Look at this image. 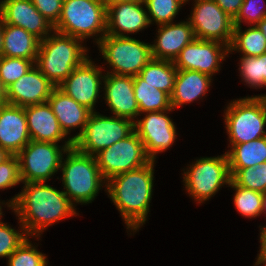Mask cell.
I'll return each mask as SVG.
<instances>
[{
  "label": "cell",
  "instance_id": "obj_34",
  "mask_svg": "<svg viewBox=\"0 0 266 266\" xmlns=\"http://www.w3.org/2000/svg\"><path fill=\"white\" fill-rule=\"evenodd\" d=\"M28 237L8 258L7 266H47L46 254L38 251Z\"/></svg>",
  "mask_w": 266,
  "mask_h": 266
},
{
  "label": "cell",
  "instance_id": "obj_22",
  "mask_svg": "<svg viewBox=\"0 0 266 266\" xmlns=\"http://www.w3.org/2000/svg\"><path fill=\"white\" fill-rule=\"evenodd\" d=\"M157 37L151 44L154 59L174 61L180 51L194 38L193 29L188 19L178 23L158 25Z\"/></svg>",
  "mask_w": 266,
  "mask_h": 266
},
{
  "label": "cell",
  "instance_id": "obj_9",
  "mask_svg": "<svg viewBox=\"0 0 266 266\" xmlns=\"http://www.w3.org/2000/svg\"><path fill=\"white\" fill-rule=\"evenodd\" d=\"M74 144L30 142L16 155L22 182H47L60 170L65 152Z\"/></svg>",
  "mask_w": 266,
  "mask_h": 266
},
{
  "label": "cell",
  "instance_id": "obj_33",
  "mask_svg": "<svg viewBox=\"0 0 266 266\" xmlns=\"http://www.w3.org/2000/svg\"><path fill=\"white\" fill-rule=\"evenodd\" d=\"M231 180L238 186L266 193V162L256 166L241 169H230Z\"/></svg>",
  "mask_w": 266,
  "mask_h": 266
},
{
  "label": "cell",
  "instance_id": "obj_31",
  "mask_svg": "<svg viewBox=\"0 0 266 266\" xmlns=\"http://www.w3.org/2000/svg\"><path fill=\"white\" fill-rule=\"evenodd\" d=\"M240 77L241 81L249 88L261 89L266 87V53L257 56L249 57L242 56L240 58Z\"/></svg>",
  "mask_w": 266,
  "mask_h": 266
},
{
  "label": "cell",
  "instance_id": "obj_13",
  "mask_svg": "<svg viewBox=\"0 0 266 266\" xmlns=\"http://www.w3.org/2000/svg\"><path fill=\"white\" fill-rule=\"evenodd\" d=\"M170 110L143 113V118L134 121V131L142 140L145 152L151 161L157 154L167 151L177 139V127L167 114Z\"/></svg>",
  "mask_w": 266,
  "mask_h": 266
},
{
  "label": "cell",
  "instance_id": "obj_5",
  "mask_svg": "<svg viewBox=\"0 0 266 266\" xmlns=\"http://www.w3.org/2000/svg\"><path fill=\"white\" fill-rule=\"evenodd\" d=\"M223 117L229 145L266 136V94L231 100Z\"/></svg>",
  "mask_w": 266,
  "mask_h": 266
},
{
  "label": "cell",
  "instance_id": "obj_36",
  "mask_svg": "<svg viewBox=\"0 0 266 266\" xmlns=\"http://www.w3.org/2000/svg\"><path fill=\"white\" fill-rule=\"evenodd\" d=\"M8 223H0V258L6 259L29 237L25 228L18 222V231Z\"/></svg>",
  "mask_w": 266,
  "mask_h": 266
},
{
  "label": "cell",
  "instance_id": "obj_4",
  "mask_svg": "<svg viewBox=\"0 0 266 266\" xmlns=\"http://www.w3.org/2000/svg\"><path fill=\"white\" fill-rule=\"evenodd\" d=\"M62 157L60 170L62 171L63 192L75 205L92 203L107 181L103 178L97 166L95 156L79 152L74 146ZM65 158V159H64Z\"/></svg>",
  "mask_w": 266,
  "mask_h": 266
},
{
  "label": "cell",
  "instance_id": "obj_41",
  "mask_svg": "<svg viewBox=\"0 0 266 266\" xmlns=\"http://www.w3.org/2000/svg\"><path fill=\"white\" fill-rule=\"evenodd\" d=\"M260 227V249L253 266H266V226Z\"/></svg>",
  "mask_w": 266,
  "mask_h": 266
},
{
  "label": "cell",
  "instance_id": "obj_11",
  "mask_svg": "<svg viewBox=\"0 0 266 266\" xmlns=\"http://www.w3.org/2000/svg\"><path fill=\"white\" fill-rule=\"evenodd\" d=\"M94 156L106 181L115 175L143 167L151 161L135 131Z\"/></svg>",
  "mask_w": 266,
  "mask_h": 266
},
{
  "label": "cell",
  "instance_id": "obj_8",
  "mask_svg": "<svg viewBox=\"0 0 266 266\" xmlns=\"http://www.w3.org/2000/svg\"><path fill=\"white\" fill-rule=\"evenodd\" d=\"M183 185L190 198L204 203L223 187L230 185L231 173L226 152L217 157H200L183 168Z\"/></svg>",
  "mask_w": 266,
  "mask_h": 266
},
{
  "label": "cell",
  "instance_id": "obj_27",
  "mask_svg": "<svg viewBox=\"0 0 266 266\" xmlns=\"http://www.w3.org/2000/svg\"><path fill=\"white\" fill-rule=\"evenodd\" d=\"M177 71L174 62L152 58L138 76L151 86L171 96Z\"/></svg>",
  "mask_w": 266,
  "mask_h": 266
},
{
  "label": "cell",
  "instance_id": "obj_20",
  "mask_svg": "<svg viewBox=\"0 0 266 266\" xmlns=\"http://www.w3.org/2000/svg\"><path fill=\"white\" fill-rule=\"evenodd\" d=\"M31 138L24 107L5 103L0 107V146L17 155Z\"/></svg>",
  "mask_w": 266,
  "mask_h": 266
},
{
  "label": "cell",
  "instance_id": "obj_21",
  "mask_svg": "<svg viewBox=\"0 0 266 266\" xmlns=\"http://www.w3.org/2000/svg\"><path fill=\"white\" fill-rule=\"evenodd\" d=\"M27 127L31 140L37 142L74 144L70 136L62 130L48 102L24 107ZM68 138V139H67Z\"/></svg>",
  "mask_w": 266,
  "mask_h": 266
},
{
  "label": "cell",
  "instance_id": "obj_25",
  "mask_svg": "<svg viewBox=\"0 0 266 266\" xmlns=\"http://www.w3.org/2000/svg\"><path fill=\"white\" fill-rule=\"evenodd\" d=\"M40 40L21 27L4 24L2 56L36 61Z\"/></svg>",
  "mask_w": 266,
  "mask_h": 266
},
{
  "label": "cell",
  "instance_id": "obj_14",
  "mask_svg": "<svg viewBox=\"0 0 266 266\" xmlns=\"http://www.w3.org/2000/svg\"><path fill=\"white\" fill-rule=\"evenodd\" d=\"M103 66H96L89 57L57 87L80 105L95 112V106L100 97L103 79Z\"/></svg>",
  "mask_w": 266,
  "mask_h": 266
},
{
  "label": "cell",
  "instance_id": "obj_1",
  "mask_svg": "<svg viewBox=\"0 0 266 266\" xmlns=\"http://www.w3.org/2000/svg\"><path fill=\"white\" fill-rule=\"evenodd\" d=\"M22 190L9 201L29 237L38 241L44 230L65 218L79 215L63 191L46 182H22Z\"/></svg>",
  "mask_w": 266,
  "mask_h": 266
},
{
  "label": "cell",
  "instance_id": "obj_42",
  "mask_svg": "<svg viewBox=\"0 0 266 266\" xmlns=\"http://www.w3.org/2000/svg\"><path fill=\"white\" fill-rule=\"evenodd\" d=\"M3 29H4V22L0 15V57L2 56V49H3Z\"/></svg>",
  "mask_w": 266,
  "mask_h": 266
},
{
  "label": "cell",
  "instance_id": "obj_40",
  "mask_svg": "<svg viewBox=\"0 0 266 266\" xmlns=\"http://www.w3.org/2000/svg\"><path fill=\"white\" fill-rule=\"evenodd\" d=\"M219 7L231 18H235L239 13L240 7L244 0H214Z\"/></svg>",
  "mask_w": 266,
  "mask_h": 266
},
{
  "label": "cell",
  "instance_id": "obj_48",
  "mask_svg": "<svg viewBox=\"0 0 266 266\" xmlns=\"http://www.w3.org/2000/svg\"><path fill=\"white\" fill-rule=\"evenodd\" d=\"M263 213L266 214V193L264 194V200H263Z\"/></svg>",
  "mask_w": 266,
  "mask_h": 266
},
{
  "label": "cell",
  "instance_id": "obj_49",
  "mask_svg": "<svg viewBox=\"0 0 266 266\" xmlns=\"http://www.w3.org/2000/svg\"><path fill=\"white\" fill-rule=\"evenodd\" d=\"M189 1H190V0H184L185 5H186L187 2L189 3ZM193 1H198V0H193Z\"/></svg>",
  "mask_w": 266,
  "mask_h": 266
},
{
  "label": "cell",
  "instance_id": "obj_18",
  "mask_svg": "<svg viewBox=\"0 0 266 266\" xmlns=\"http://www.w3.org/2000/svg\"><path fill=\"white\" fill-rule=\"evenodd\" d=\"M150 25L144 2H116L107 5V35L129 37V34L142 32Z\"/></svg>",
  "mask_w": 266,
  "mask_h": 266
},
{
  "label": "cell",
  "instance_id": "obj_38",
  "mask_svg": "<svg viewBox=\"0 0 266 266\" xmlns=\"http://www.w3.org/2000/svg\"><path fill=\"white\" fill-rule=\"evenodd\" d=\"M22 183L19 171V160L16 155H11L0 163V190L9 189Z\"/></svg>",
  "mask_w": 266,
  "mask_h": 266
},
{
  "label": "cell",
  "instance_id": "obj_44",
  "mask_svg": "<svg viewBox=\"0 0 266 266\" xmlns=\"http://www.w3.org/2000/svg\"><path fill=\"white\" fill-rule=\"evenodd\" d=\"M10 156H11V154L6 149H4L0 146V163L7 160Z\"/></svg>",
  "mask_w": 266,
  "mask_h": 266
},
{
  "label": "cell",
  "instance_id": "obj_26",
  "mask_svg": "<svg viewBox=\"0 0 266 266\" xmlns=\"http://www.w3.org/2000/svg\"><path fill=\"white\" fill-rule=\"evenodd\" d=\"M229 147L226 154L230 169L256 167L266 162V136Z\"/></svg>",
  "mask_w": 266,
  "mask_h": 266
},
{
  "label": "cell",
  "instance_id": "obj_12",
  "mask_svg": "<svg viewBox=\"0 0 266 266\" xmlns=\"http://www.w3.org/2000/svg\"><path fill=\"white\" fill-rule=\"evenodd\" d=\"M188 20L197 39L217 41L230 47L233 40L234 23L214 0L193 2Z\"/></svg>",
  "mask_w": 266,
  "mask_h": 266
},
{
  "label": "cell",
  "instance_id": "obj_35",
  "mask_svg": "<svg viewBox=\"0 0 266 266\" xmlns=\"http://www.w3.org/2000/svg\"><path fill=\"white\" fill-rule=\"evenodd\" d=\"M32 60L18 57H0V81L6 89L12 83L21 78L32 66Z\"/></svg>",
  "mask_w": 266,
  "mask_h": 266
},
{
  "label": "cell",
  "instance_id": "obj_45",
  "mask_svg": "<svg viewBox=\"0 0 266 266\" xmlns=\"http://www.w3.org/2000/svg\"><path fill=\"white\" fill-rule=\"evenodd\" d=\"M3 205H6L9 208V210L12 209V203L9 200L7 202L0 200V223L2 222L3 215H4L3 210H2Z\"/></svg>",
  "mask_w": 266,
  "mask_h": 266
},
{
  "label": "cell",
  "instance_id": "obj_15",
  "mask_svg": "<svg viewBox=\"0 0 266 266\" xmlns=\"http://www.w3.org/2000/svg\"><path fill=\"white\" fill-rule=\"evenodd\" d=\"M229 47L217 41L194 38L173 61L177 70H193L212 77L229 57Z\"/></svg>",
  "mask_w": 266,
  "mask_h": 266
},
{
  "label": "cell",
  "instance_id": "obj_10",
  "mask_svg": "<svg viewBox=\"0 0 266 266\" xmlns=\"http://www.w3.org/2000/svg\"><path fill=\"white\" fill-rule=\"evenodd\" d=\"M134 131V122L118 116L101 115L92 112L82 134L74 141V147L81 153L95 155L110 147Z\"/></svg>",
  "mask_w": 266,
  "mask_h": 266
},
{
  "label": "cell",
  "instance_id": "obj_43",
  "mask_svg": "<svg viewBox=\"0 0 266 266\" xmlns=\"http://www.w3.org/2000/svg\"><path fill=\"white\" fill-rule=\"evenodd\" d=\"M6 103V89L2 86L0 81V107Z\"/></svg>",
  "mask_w": 266,
  "mask_h": 266
},
{
  "label": "cell",
  "instance_id": "obj_29",
  "mask_svg": "<svg viewBox=\"0 0 266 266\" xmlns=\"http://www.w3.org/2000/svg\"><path fill=\"white\" fill-rule=\"evenodd\" d=\"M233 51L240 52V56H260L266 53V38L256 25L245 30H242V26H234L229 53Z\"/></svg>",
  "mask_w": 266,
  "mask_h": 266
},
{
  "label": "cell",
  "instance_id": "obj_19",
  "mask_svg": "<svg viewBox=\"0 0 266 266\" xmlns=\"http://www.w3.org/2000/svg\"><path fill=\"white\" fill-rule=\"evenodd\" d=\"M103 99L113 116L132 120L138 118L140 111L135 99L132 76L105 73L102 86Z\"/></svg>",
  "mask_w": 266,
  "mask_h": 266
},
{
  "label": "cell",
  "instance_id": "obj_6",
  "mask_svg": "<svg viewBox=\"0 0 266 266\" xmlns=\"http://www.w3.org/2000/svg\"><path fill=\"white\" fill-rule=\"evenodd\" d=\"M107 6L103 0H63L62 13L54 30L97 44L106 35Z\"/></svg>",
  "mask_w": 266,
  "mask_h": 266
},
{
  "label": "cell",
  "instance_id": "obj_17",
  "mask_svg": "<svg viewBox=\"0 0 266 266\" xmlns=\"http://www.w3.org/2000/svg\"><path fill=\"white\" fill-rule=\"evenodd\" d=\"M56 86L33 65L21 78L6 88V103L25 107L48 101Z\"/></svg>",
  "mask_w": 266,
  "mask_h": 266
},
{
  "label": "cell",
  "instance_id": "obj_16",
  "mask_svg": "<svg viewBox=\"0 0 266 266\" xmlns=\"http://www.w3.org/2000/svg\"><path fill=\"white\" fill-rule=\"evenodd\" d=\"M0 15L4 24L21 27L40 41L54 31L31 0H0Z\"/></svg>",
  "mask_w": 266,
  "mask_h": 266
},
{
  "label": "cell",
  "instance_id": "obj_7",
  "mask_svg": "<svg viewBox=\"0 0 266 266\" xmlns=\"http://www.w3.org/2000/svg\"><path fill=\"white\" fill-rule=\"evenodd\" d=\"M105 63L111 70L106 73L136 76L153 58L151 44L133 37L105 35L98 43Z\"/></svg>",
  "mask_w": 266,
  "mask_h": 266
},
{
  "label": "cell",
  "instance_id": "obj_23",
  "mask_svg": "<svg viewBox=\"0 0 266 266\" xmlns=\"http://www.w3.org/2000/svg\"><path fill=\"white\" fill-rule=\"evenodd\" d=\"M47 102L51 106L62 130L67 136L71 134L72 129L75 130L79 128V133L71 137V139L75 141L84 131L92 111L77 103L58 87L52 90Z\"/></svg>",
  "mask_w": 266,
  "mask_h": 266
},
{
  "label": "cell",
  "instance_id": "obj_46",
  "mask_svg": "<svg viewBox=\"0 0 266 266\" xmlns=\"http://www.w3.org/2000/svg\"><path fill=\"white\" fill-rule=\"evenodd\" d=\"M256 26L259 28V30L263 33V35L266 38V18L262 19Z\"/></svg>",
  "mask_w": 266,
  "mask_h": 266
},
{
  "label": "cell",
  "instance_id": "obj_28",
  "mask_svg": "<svg viewBox=\"0 0 266 266\" xmlns=\"http://www.w3.org/2000/svg\"><path fill=\"white\" fill-rule=\"evenodd\" d=\"M133 89L140 111L139 116L146 112L170 110V96L151 86L138 75L133 77Z\"/></svg>",
  "mask_w": 266,
  "mask_h": 266
},
{
  "label": "cell",
  "instance_id": "obj_30",
  "mask_svg": "<svg viewBox=\"0 0 266 266\" xmlns=\"http://www.w3.org/2000/svg\"><path fill=\"white\" fill-rule=\"evenodd\" d=\"M227 187L235 190L233 202L237 212H239L241 216L254 219L263 214V193L242 188L236 185L232 180Z\"/></svg>",
  "mask_w": 266,
  "mask_h": 266
},
{
  "label": "cell",
  "instance_id": "obj_32",
  "mask_svg": "<svg viewBox=\"0 0 266 266\" xmlns=\"http://www.w3.org/2000/svg\"><path fill=\"white\" fill-rule=\"evenodd\" d=\"M150 24L158 25L172 23L184 6V0H145Z\"/></svg>",
  "mask_w": 266,
  "mask_h": 266
},
{
  "label": "cell",
  "instance_id": "obj_2",
  "mask_svg": "<svg viewBox=\"0 0 266 266\" xmlns=\"http://www.w3.org/2000/svg\"><path fill=\"white\" fill-rule=\"evenodd\" d=\"M155 162L150 161L143 167L115 175L107 181L106 193L122 216L130 235L148 221Z\"/></svg>",
  "mask_w": 266,
  "mask_h": 266
},
{
  "label": "cell",
  "instance_id": "obj_39",
  "mask_svg": "<svg viewBox=\"0 0 266 266\" xmlns=\"http://www.w3.org/2000/svg\"><path fill=\"white\" fill-rule=\"evenodd\" d=\"M36 9L54 27L60 19L62 13L63 0H31Z\"/></svg>",
  "mask_w": 266,
  "mask_h": 266
},
{
  "label": "cell",
  "instance_id": "obj_3",
  "mask_svg": "<svg viewBox=\"0 0 266 266\" xmlns=\"http://www.w3.org/2000/svg\"><path fill=\"white\" fill-rule=\"evenodd\" d=\"M52 33L40 41L34 65L57 87L90 56L83 40Z\"/></svg>",
  "mask_w": 266,
  "mask_h": 266
},
{
  "label": "cell",
  "instance_id": "obj_24",
  "mask_svg": "<svg viewBox=\"0 0 266 266\" xmlns=\"http://www.w3.org/2000/svg\"><path fill=\"white\" fill-rule=\"evenodd\" d=\"M213 79L209 75L193 70H178L174 89L170 96L173 110L205 97Z\"/></svg>",
  "mask_w": 266,
  "mask_h": 266
},
{
  "label": "cell",
  "instance_id": "obj_37",
  "mask_svg": "<svg viewBox=\"0 0 266 266\" xmlns=\"http://www.w3.org/2000/svg\"><path fill=\"white\" fill-rule=\"evenodd\" d=\"M262 2L264 5H260ZM266 18L265 0H244L239 13L233 19L234 26H241L242 23L248 26L258 24L262 19Z\"/></svg>",
  "mask_w": 266,
  "mask_h": 266
},
{
  "label": "cell",
  "instance_id": "obj_47",
  "mask_svg": "<svg viewBox=\"0 0 266 266\" xmlns=\"http://www.w3.org/2000/svg\"><path fill=\"white\" fill-rule=\"evenodd\" d=\"M107 5L109 4H113V3H116V2H144L145 0H103Z\"/></svg>",
  "mask_w": 266,
  "mask_h": 266
}]
</instances>
